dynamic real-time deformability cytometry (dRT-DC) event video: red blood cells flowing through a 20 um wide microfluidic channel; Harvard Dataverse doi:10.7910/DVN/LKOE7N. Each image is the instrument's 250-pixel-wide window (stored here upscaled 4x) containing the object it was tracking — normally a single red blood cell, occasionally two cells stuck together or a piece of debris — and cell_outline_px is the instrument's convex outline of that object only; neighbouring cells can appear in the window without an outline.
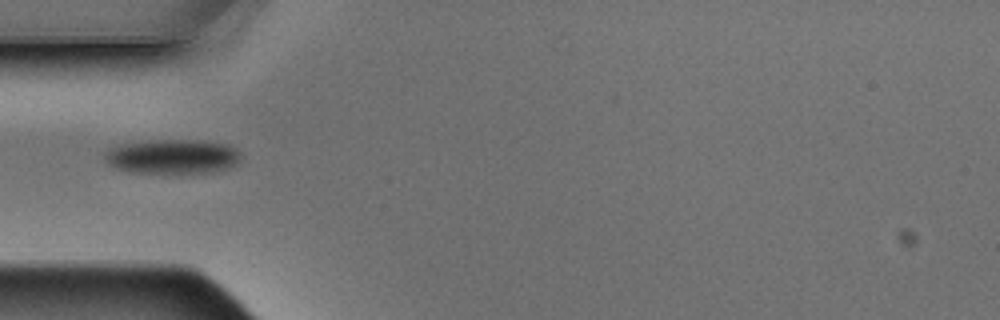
{"species": "Egyptian fruit bat (a non-hibernating species)", "species_latin": "Rousettus aegyptiacus", "temperature_condition": "warm", "stored_images_in_passage": 5, "camera_frame_rate_fps": 3000, "um_per_image_px": 0.085, "animal": {"sex": "male"}, "frame": {"image": 1, "passage_image": 5, "time_ms": 1.333, "image_size_px": [1000, 320], "cell_outline_px": [[240, 156], [236, 164], [212, 172], [176, 176], [128, 172], [116, 168], [108, 164], [104, 156], [104, 152], [108, 148], [120, 144], [152, 140], [204, 140], [228, 144], [236, 148], [240, 152]], "centroid_in_image_um": [14.63, 13.34], "position_along_channel_um": 70.4, "area_um2": 28.5}}